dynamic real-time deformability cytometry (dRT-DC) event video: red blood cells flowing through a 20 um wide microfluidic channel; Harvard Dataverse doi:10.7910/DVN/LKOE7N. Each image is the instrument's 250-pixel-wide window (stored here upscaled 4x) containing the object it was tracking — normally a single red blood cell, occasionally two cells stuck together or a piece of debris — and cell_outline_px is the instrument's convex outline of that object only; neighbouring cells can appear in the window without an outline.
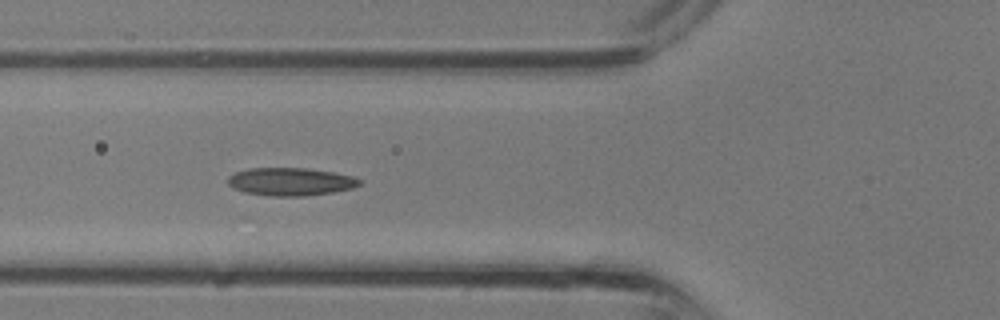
{"species": "common noctule bat (a hibernating species)", "species_latin": "Nyctalus noctula", "temperature_condition": "room temperature", "stored_images_in_passage": 26, "camera_frame_rate_fps": 3000, "um_per_image_px": 0.085, "animal": {"sex": "male", "body_mass_g": 13.3}, "frame": {"image": 1, "passage_image": 5, "time_ms": 1.333, "image_size_px": [1000, 320], "cell_outline_px": [[360, 184], [352, 188], [332, 192], [304, 196], [272, 196], [244, 192], [232, 188], [228, 184], [228, 176], [236, 172], [248, 168], [308, 168], [332, 172], [352, 176], [360, 180]], "centroid_in_image_um": [24.66, 15.44], "position_along_channel_um": 101.1, "area_um2": 21.33}}
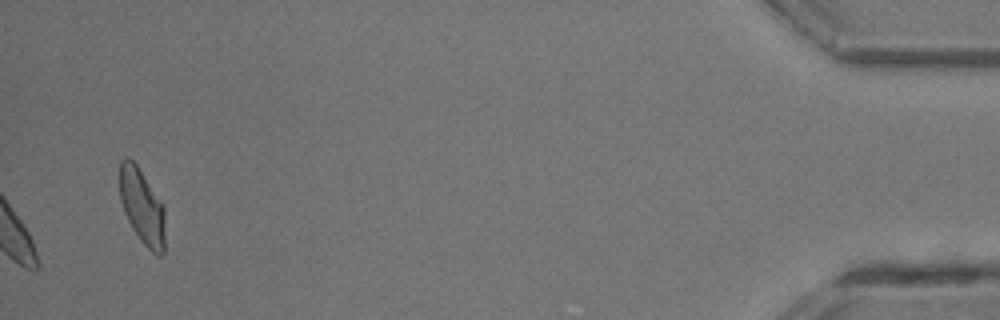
{"frame": {"image": 2, "passage_image": 26, "time_ms": 8.333, "image_size_px": [1000, 320], "cell_outline_px": [[164, 252], [160, 256], [156, 256], [140, 240], [132, 228], [124, 212], [120, 200], [120, 160], [128, 156], [136, 164], [164, 208]], "centroid_in_image_um": [12.06, 17.59], "position_along_channel_um": 423.1, "area_um2": 19.59}}